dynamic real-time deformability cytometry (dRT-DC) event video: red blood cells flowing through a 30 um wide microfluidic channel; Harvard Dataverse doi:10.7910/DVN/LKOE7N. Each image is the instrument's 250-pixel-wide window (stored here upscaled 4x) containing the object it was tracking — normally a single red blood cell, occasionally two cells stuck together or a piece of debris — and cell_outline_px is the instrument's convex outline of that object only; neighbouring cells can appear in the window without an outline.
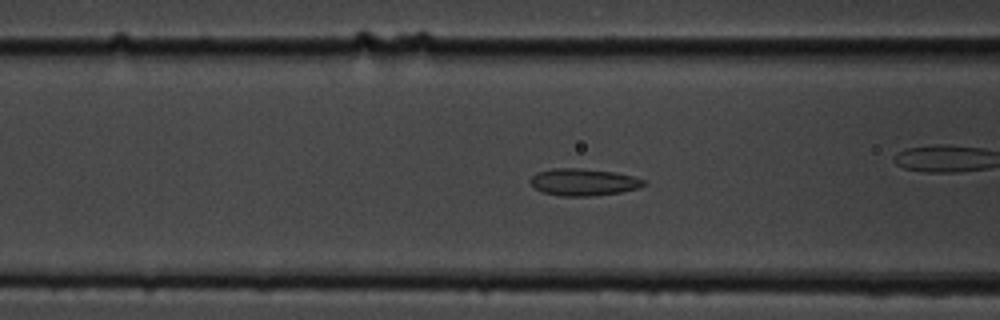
{"species": "common noctule bat (a hibernating species)", "species_latin": "Nyctalus noctula", "temperature_condition": "cold", "stored_images_in_passage": 50, "camera_frame_rate_fps": 3000, "um_per_image_px": 0.085, "animal": {"sex": "male", "body_mass_g": 19.5, "forearm_length_mm": 54.6}, "frame": {"image": 1, "passage_image": 15, "time_ms": 4.667, "image_size_px": [1000, 320], "cell_outline_px": [[648, 184], [636, 188], [620, 192], [592, 196], [560, 196], [540, 192], [528, 180], [536, 172], [552, 168], [580, 168], [616, 172], [648, 180]], "centroid_in_image_um": [49.59, 15.47], "position_along_channel_um": 117.0, "area_um2": 18.09}}
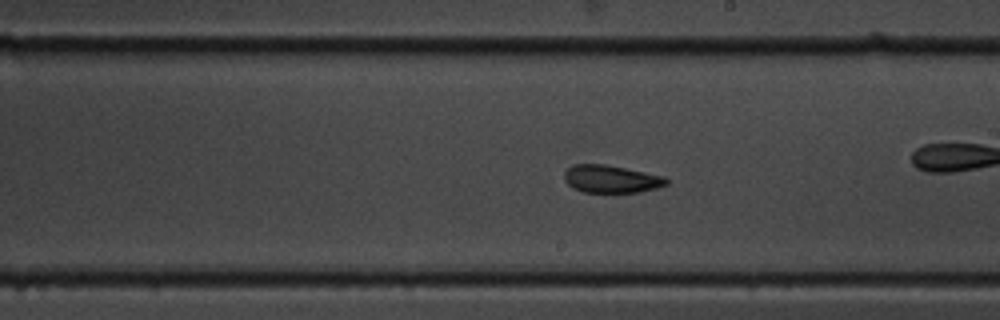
{"frame": {"image": 2, "passage_image": 25, "time_ms": 8.0, "image_size_px": [1000, 320], "cell_outline_px": [[668, 184], [656, 188], [640, 192], [584, 192], [572, 188], [564, 180], [564, 172], [572, 164], [604, 164], [664, 176], [668, 180]], "centroid_in_image_um": [51.92, 15.21], "position_along_channel_um": 237.1, "area_um2": 16.42}}
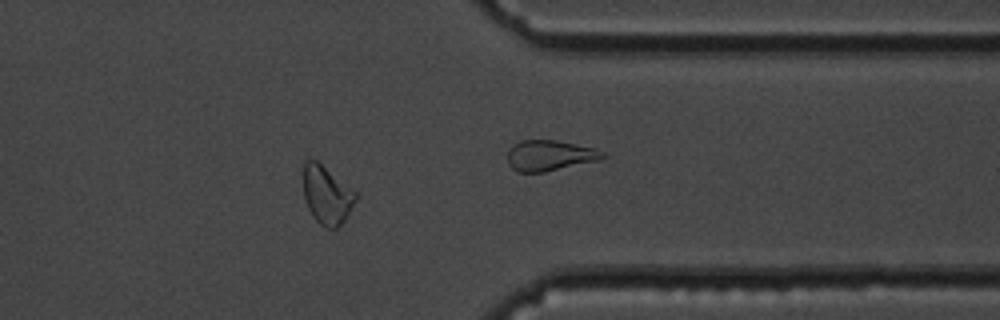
{"frame": {"image": 3, "passage_image": 38, "time_ms": 12.333, "image_size_px": [1000, 320], "cell_outline_px": [[356, 200], [344, 220], [336, 228], [328, 228], [320, 224], [312, 216], [308, 208], [304, 196], [304, 160], [316, 160], [356, 192]], "centroid_in_image_um": [27.76, 16.58], "position_along_channel_um": 383.6, "area_um2": 17.34}, "authors_computed_cell_mechanics": {"area_um2": 17.9469, "velocity_mm_per_s": 3.61, "shape_relaxation_time_tau1_ms": 4.0392, "shape_relaxation_time_tau2_ms": 3.6695, "deformation_change_tau1": 0.1074, "deformation_change_tau2": 0.0967}}